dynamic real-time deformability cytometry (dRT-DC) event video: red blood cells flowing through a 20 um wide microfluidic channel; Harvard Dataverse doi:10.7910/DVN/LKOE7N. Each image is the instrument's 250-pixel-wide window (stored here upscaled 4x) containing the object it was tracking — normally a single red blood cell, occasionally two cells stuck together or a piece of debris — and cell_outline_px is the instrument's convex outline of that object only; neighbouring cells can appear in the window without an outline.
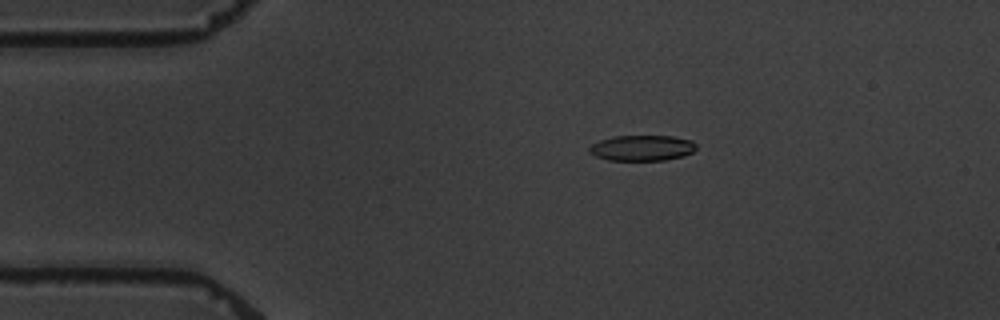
{"species": "common noctule bat (a hibernating species)", "species_latin": "Nyctalus noctula", "temperature_condition": "warm", "stored_images_in_passage": 10, "camera_frame_rate_fps": 3000, "um_per_image_px": 0.085, "animal": {"sex": "male", "body_mass_g": 19.5, "forearm_length_mm": 54.6}, "frame": {"image": 1, "passage_image": 4, "time_ms": 3.333, "image_size_px": [1000, 320], "cell_outline_px": [[696, 148], [692, 152], [684, 156], [664, 160], [608, 160], [596, 156], [588, 152], [588, 148], [592, 144], [600, 140], [612, 136], [672, 136], [692, 140], [696, 144]], "centroid_in_image_um": [54.57, 12.57], "position_along_channel_um": 30.4, "area_um2": 16.01}}
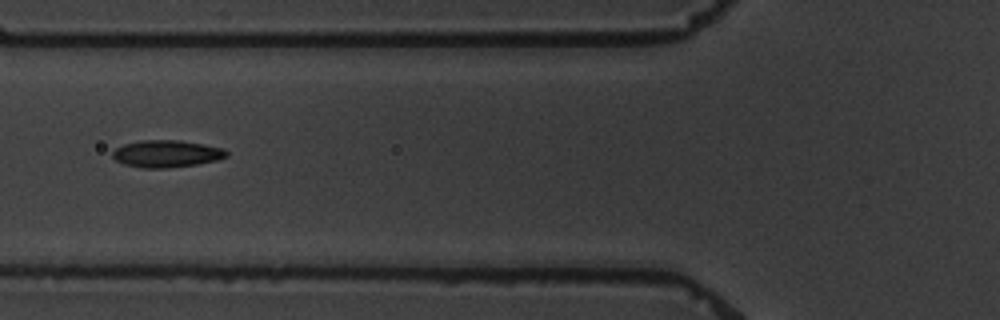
{"frame": {"image": 2, "passage_image": 7, "time_ms": 7.0, "image_size_px": [1000, 320], "cell_outline_px": [[228, 156], [216, 160], [196, 164], [168, 168], [144, 168], [124, 164], [116, 160], [112, 156], [112, 152], [116, 148], [124, 144], [140, 140], [180, 140], [204, 144], [224, 148], [228, 152]], "centroid_in_image_um": [14.16, 13.06], "position_along_channel_um": 111.6, "area_um2": 18.03}}
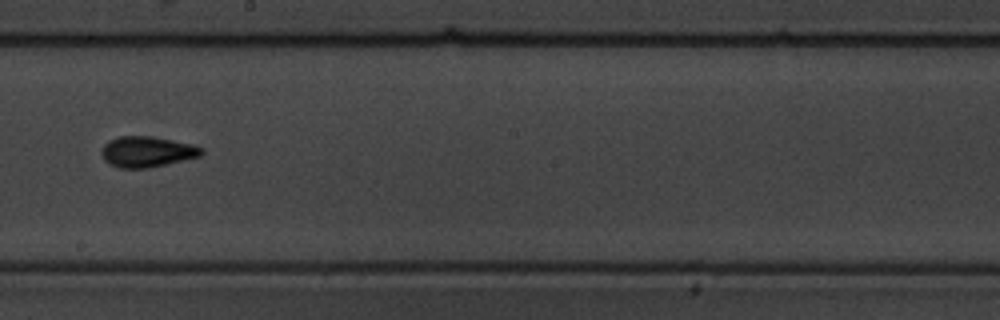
{"frame": {"image": 3, "passage_image": 10, "time_ms": 10.667, "image_size_px": [1000, 320], "cell_outline_px": [[204, 152], [200, 156], [184, 160], [148, 168], [120, 168], [108, 164], [104, 160], [100, 152], [104, 144], [108, 140], [120, 136], [152, 136], [196, 144], [204, 148]], "centroid_in_image_um": [12.51, 12.89], "position_along_channel_um": 235.7, "area_um2": 18.21}}